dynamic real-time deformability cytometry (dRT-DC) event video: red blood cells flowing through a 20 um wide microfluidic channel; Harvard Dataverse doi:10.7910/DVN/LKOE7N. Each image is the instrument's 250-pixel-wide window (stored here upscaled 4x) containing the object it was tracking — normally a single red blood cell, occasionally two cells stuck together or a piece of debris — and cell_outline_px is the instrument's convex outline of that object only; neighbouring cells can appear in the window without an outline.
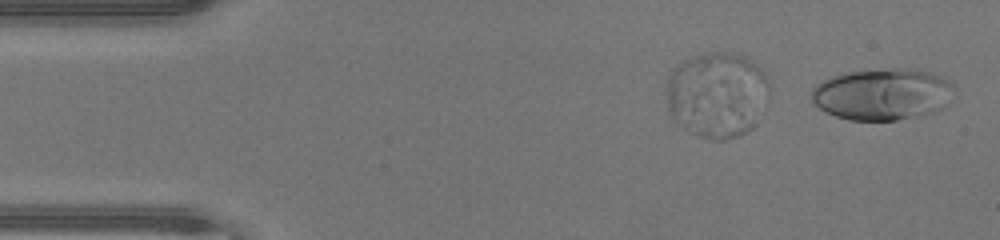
{"species": "human", "species_latin": "Homo sapiens", "temperature_condition": "warm", "stored_images_in_passage": 7, "camera_frame_rate_fps": 3000, "um_per_image_px": 0.085, "donor": {"sex": "male"}, "frame": {"image": 1, "passage_image": 1, "time_ms": 0.0, "image_size_px": [1000, 240], "cell_outline_px": [[952, 88], [948, 104], [944, 108], [936, 112], [896, 120], [848, 120], [836, 116], [820, 108], [812, 100], [812, 88], [816, 84], [832, 76], [848, 72], [892, 68], [916, 68], [928, 72], [948, 80], [952, 84]], "centroid_in_image_um": [75.02, 8.01], "position_along_channel_um": 10.0, "area_um2": 42.77}}